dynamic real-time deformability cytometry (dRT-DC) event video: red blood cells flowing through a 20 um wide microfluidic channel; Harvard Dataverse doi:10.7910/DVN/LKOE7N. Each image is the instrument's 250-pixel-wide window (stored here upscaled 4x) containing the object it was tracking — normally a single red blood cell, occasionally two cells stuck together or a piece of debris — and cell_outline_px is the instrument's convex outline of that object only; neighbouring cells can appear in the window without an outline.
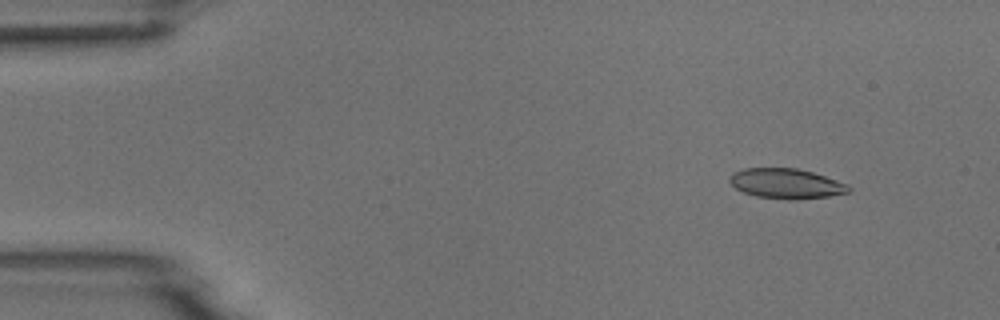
{"species": "common noctule bat (a hibernating species)", "species_latin": "Nyctalus noctula", "temperature_condition": "room temperature", "stored_images_in_passage": 6, "camera_frame_rate_fps": 3000, "um_per_image_px": 0.085, "animal": {"sex": "male", "body_mass_g": 18.8}, "frame": {"image": 1, "passage_image": 2, "time_ms": 1.0, "image_size_px": [1000, 320], "cell_outline_px": [[852, 188], [848, 192], [828, 196], [796, 200], [788, 200], [756, 196], [744, 192], [736, 188], [728, 180], [728, 176], [732, 172], [744, 168], [796, 168], [812, 172], [848, 184]], "centroid_in_image_um": [66.8, 15.6], "position_along_channel_um": 18.2, "area_um2": 20.87}}
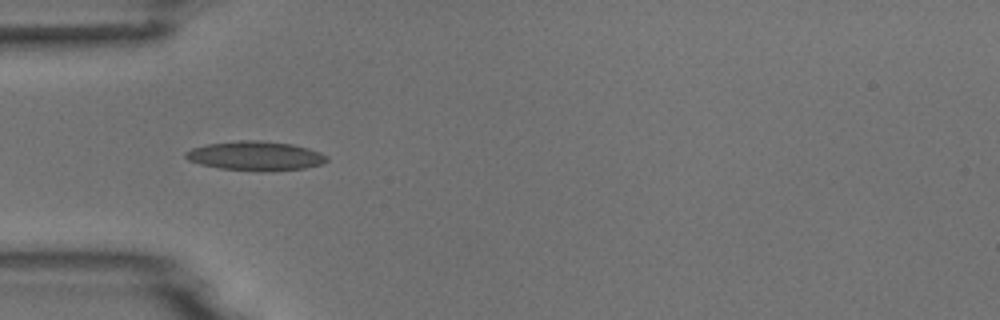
{"frame": {"image": 2, "passage_image": 5, "time_ms": 4.667, "image_size_px": [1000, 320], "cell_outline_px": [[328, 160], [324, 164], [304, 168], [272, 172], [260, 172], [220, 168], [200, 164], [188, 160], [184, 156], [184, 152], [192, 148], [208, 144], [240, 140], [260, 140], [292, 144], [308, 148], [320, 152], [328, 156]], "centroid_in_image_um": [21.74, 13.26], "position_along_channel_um": 63.3, "area_um2": 24.39}}